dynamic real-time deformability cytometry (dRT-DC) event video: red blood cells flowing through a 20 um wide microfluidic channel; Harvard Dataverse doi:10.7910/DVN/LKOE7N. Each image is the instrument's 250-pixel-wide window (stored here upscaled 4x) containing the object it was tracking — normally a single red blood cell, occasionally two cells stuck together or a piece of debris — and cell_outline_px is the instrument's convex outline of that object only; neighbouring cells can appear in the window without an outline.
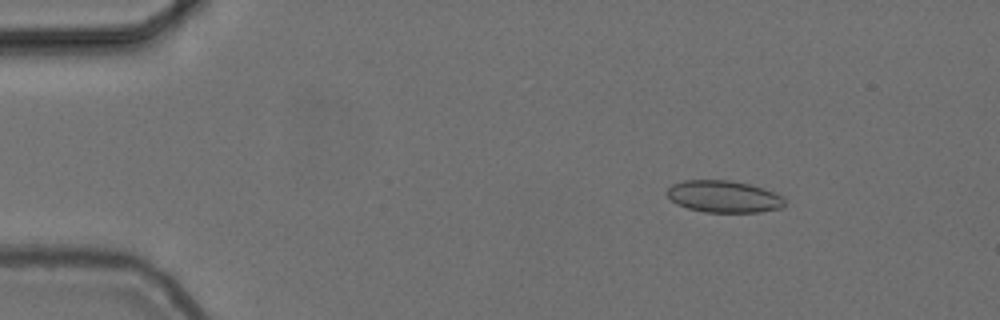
{"species": "common noctule bat (a hibernating species)", "species_latin": "Nyctalus noctula", "temperature_condition": "cold", "stored_images_in_passage": 55, "camera_frame_rate_fps": 3000, "um_per_image_px": 0.085, "animal": {"sex": "female", "body_mass_g": 24.6, "forearm_length_mm": 56.2}, "frame": {"image": 1, "passage_image": 8, "time_ms": 2.333, "image_size_px": [1000, 320], "cell_outline_px": [[784, 204], [780, 208], [760, 212], [704, 212], [688, 208], [676, 204], [668, 196], [668, 188], [672, 184], [684, 180], [728, 180], [748, 184], [764, 188], [780, 196], [784, 200]], "centroid_in_image_um": [61.49, 16.71], "position_along_channel_um": 23.5, "area_um2": 21.68}}
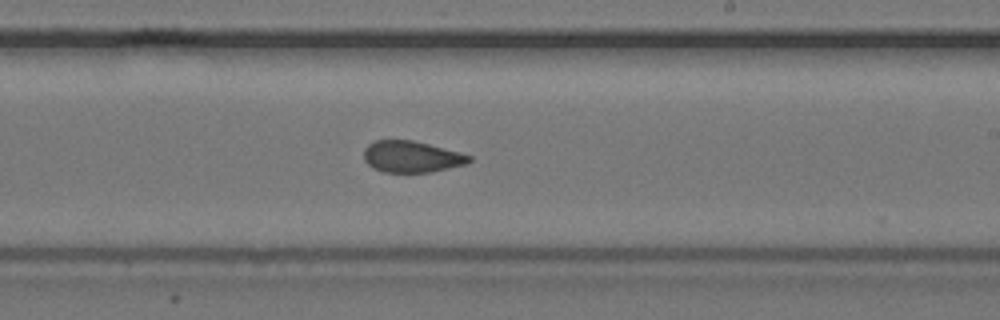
{"frame": {"image": 2, "passage_image": 33, "time_ms": 10.667, "image_size_px": [1000, 320], "cell_outline_px": [[472, 160], [468, 164], [432, 172], [384, 172], [372, 168], [364, 160], [364, 148], [368, 144], [376, 140], [412, 140], [460, 152], [472, 156]], "centroid_in_image_um": [35.0, 13.32], "position_along_channel_um": 254.0, "area_um2": 19.42}}
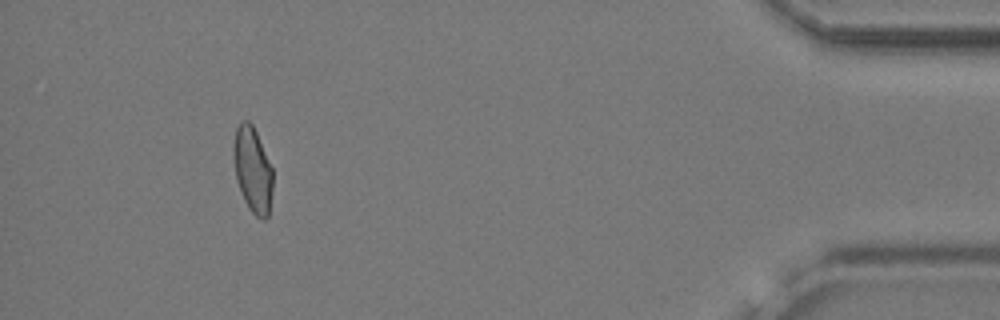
{"frame": {"image": 3, "passage_image": 51, "time_ms": 16.667, "image_size_px": [1000, 320], "cell_outline_px": [[272, 188], [268, 216], [264, 220], [260, 220], [248, 208], [244, 200], [236, 180], [232, 156], [232, 144], [236, 128], [240, 120], [248, 120], [252, 124], [256, 132], [272, 168]], "centroid_in_image_um": [21.44, 14.41], "position_along_channel_um": 413.8, "area_um2": 19.77}, "authors_computed_cell_mechanics": {"area_um2": 20.4612, "velocity_mm_per_s": 3.7238, "shape_relaxation_time_tau1_ms": null, "shape_relaxation_time_tau2_ms": 1.5104, "deformation_change_tau1": null, "deformation_change_tau2": 0.0786}}